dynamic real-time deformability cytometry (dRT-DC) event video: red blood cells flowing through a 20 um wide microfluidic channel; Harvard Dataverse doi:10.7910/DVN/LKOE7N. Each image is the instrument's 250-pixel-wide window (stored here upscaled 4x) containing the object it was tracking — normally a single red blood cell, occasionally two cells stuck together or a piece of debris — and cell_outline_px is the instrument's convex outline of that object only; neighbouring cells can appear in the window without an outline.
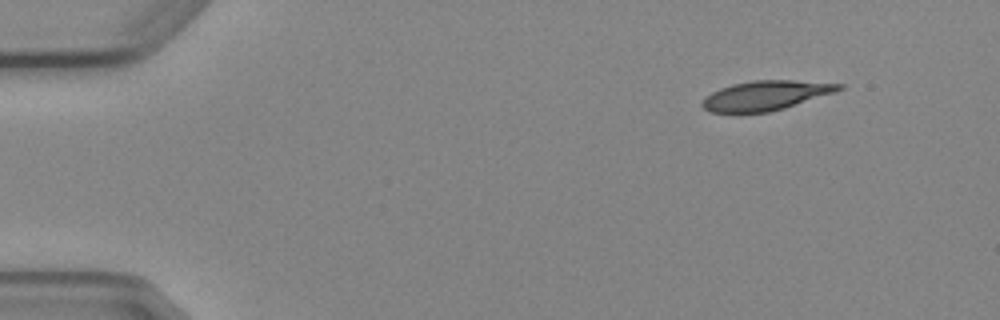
{"species": "Egyptian fruit bat (a non-hibernating species)", "species_latin": "Rousettus aegyptiacus", "temperature_condition": "cold", "stored_images_in_passage": 4, "camera_frame_rate_fps": 3000, "um_per_image_px": 0.085, "animal": {"sex": "female"}, "frame": {"image": 1, "passage_image": 1, "time_ms": 0.0, "image_size_px": [1000, 320], "cell_outline_px": [[844, 88], [836, 92], [784, 108], [768, 112], [712, 112], [704, 108], [700, 104], [704, 96], [720, 88], [732, 84], [752, 80], [792, 80], [844, 84]], "centroid_in_image_um": [65.08, 8.1], "position_along_channel_um": 19.9, "area_um2": 23.47}}
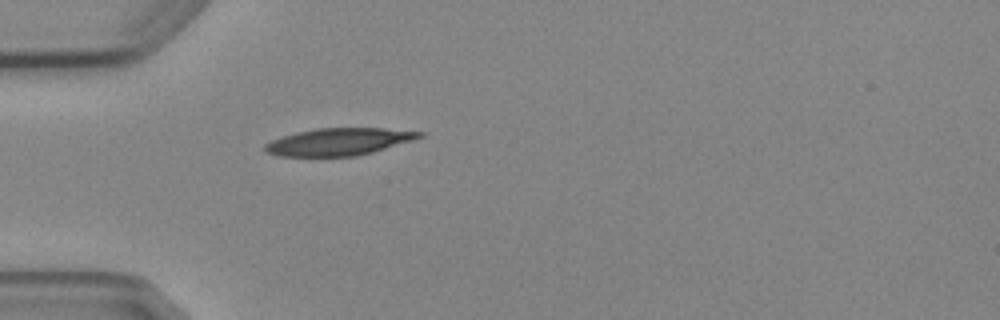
{"frame": {"image": 2, "passage_image": 4, "time_ms": 3.333, "image_size_px": [1000, 320], "cell_outline_px": [[424, 136], [412, 140], [372, 152], [356, 156], [280, 156], [264, 152], [264, 144], [272, 140], [296, 132], [316, 128], [384, 128], [424, 132]], "centroid_in_image_um": [28.78, 12.04], "position_along_channel_um": 56.2, "area_um2": 24.39}}